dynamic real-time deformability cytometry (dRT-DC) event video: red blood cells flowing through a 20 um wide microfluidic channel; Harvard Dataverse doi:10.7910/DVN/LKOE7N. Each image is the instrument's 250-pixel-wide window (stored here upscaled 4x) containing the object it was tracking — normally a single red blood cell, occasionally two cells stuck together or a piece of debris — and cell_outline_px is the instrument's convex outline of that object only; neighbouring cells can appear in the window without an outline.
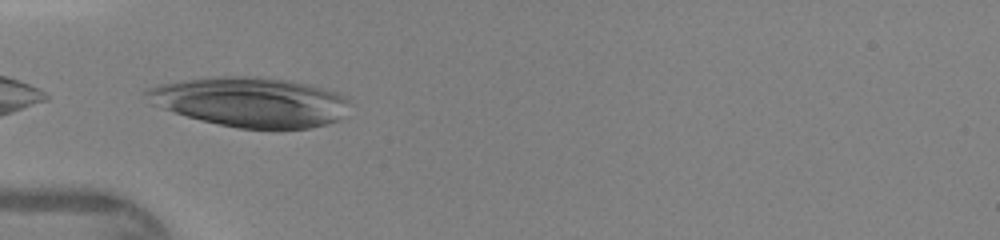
{"species": "human", "species_latin": "Homo sapiens", "temperature_condition": "warm", "stored_images_in_passage": 26, "camera_frame_rate_fps": 3000, "um_per_image_px": 0.085, "donor": {"sex": "female"}, "frame": {"image": 1, "passage_image": 1, "time_ms": 0.0, "image_size_px": [1000, 240], "cell_outline_px": [[348, 100], [340, 116], [336, 120], [324, 124], [308, 128], [240, 128], [200, 120], [160, 108], [148, 104], [144, 92], [148, 88], [160, 84], [184, 80], [212, 76], [256, 76], [292, 80], [308, 84], [336, 92], [344, 96]], "centroid_in_image_um": [21.19, 8.64], "position_along_channel_um": 63.8, "area_um2": 58.44}}
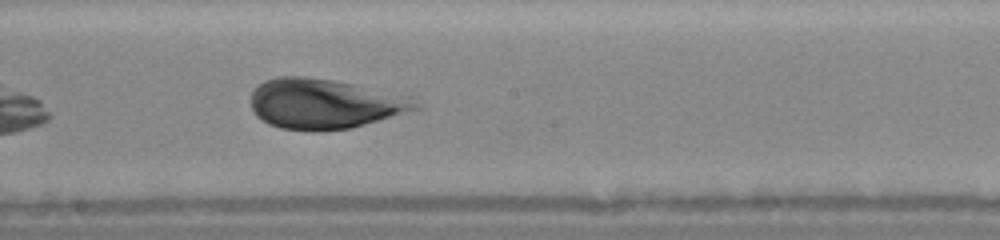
{"frame": {"image": 2, "passage_image": 12, "time_ms": 3.667, "image_size_px": [1000, 240], "cell_outline_px": [[424, 108], [352, 128], [280, 128], [268, 124], [256, 116], [252, 108], [252, 92], [264, 80], [280, 76], [304, 76], [336, 80], [412, 96], [424, 104]], "centroid_in_image_um": [27.69, 8.78], "position_along_channel_um": 220.5, "area_um2": 47.86}}